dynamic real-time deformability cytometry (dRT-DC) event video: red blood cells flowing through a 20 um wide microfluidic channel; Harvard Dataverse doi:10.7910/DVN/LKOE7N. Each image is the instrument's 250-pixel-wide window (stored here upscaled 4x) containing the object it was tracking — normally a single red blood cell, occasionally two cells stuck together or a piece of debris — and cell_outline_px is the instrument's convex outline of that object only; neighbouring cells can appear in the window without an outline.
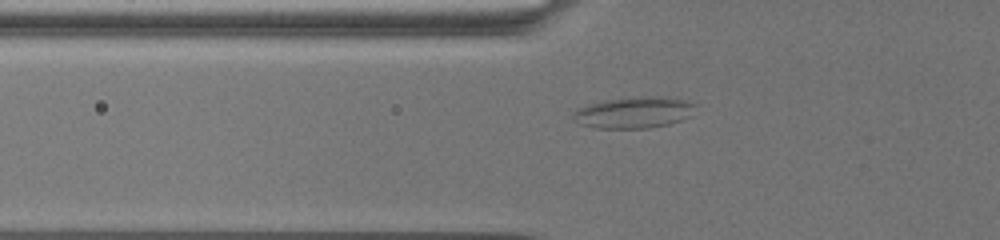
{"species": "common noctule bat (a hibernating species)", "species_latin": "Nyctalus noctula", "temperature_condition": "warm", "stored_images_in_passage": 48, "camera_frame_rate_fps": 3000, "um_per_image_px": 0.085, "animal": {"sex": "female", "body_mass_g": 19.5, "forearm_length_mm": 54.1}, "frame": {"image": 1, "passage_image": 2, "time_ms": 0.333, "image_size_px": [1000, 240], "cell_outline_px": [[696, 104], [692, 116], [668, 124], [648, 128], [592, 128], [580, 124], [572, 120], [572, 112], [576, 108], [600, 100], [640, 96], [656, 96], [684, 100]], "centroid_in_image_um": [53.82, 9.56], "position_along_channel_um": 72.0, "area_um2": 22.66}}
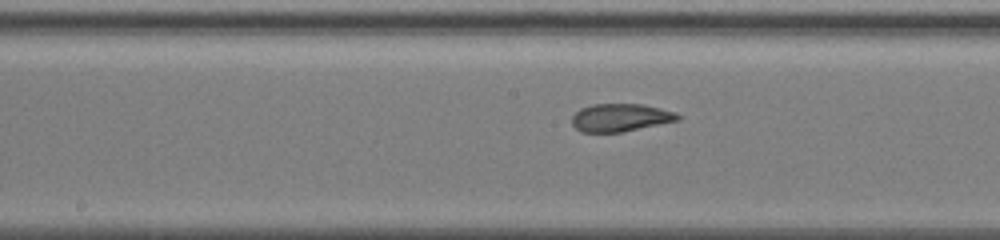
{"frame": {"image": 2, "passage_image": 23, "time_ms": 4.667, "image_size_px": [1000, 240], "cell_outline_px": [[680, 120], [624, 132], [580, 132], [572, 124], [572, 116], [580, 108], [592, 104], [644, 104], [676, 112], [680, 116]], "centroid_in_image_um": [52.75, 9.99], "position_along_channel_um": 195.5, "area_um2": 17.34}}
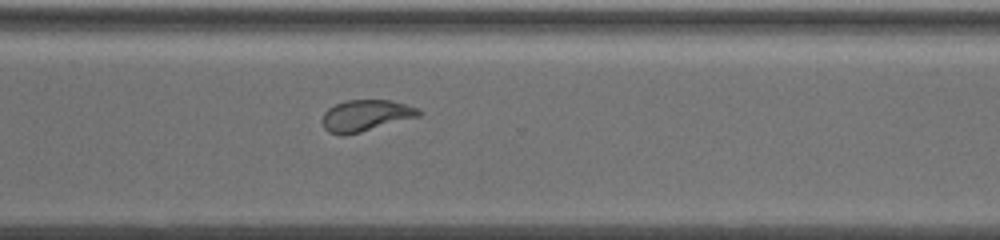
{"frame": {"image": 3, "passage_image": 47, "time_ms": 9.667, "image_size_px": [1000, 240], "cell_outline_px": [[424, 112], [420, 116], [360, 132], [344, 136], [340, 136], [328, 132], [324, 128], [320, 120], [324, 112], [328, 108], [336, 104], [348, 100], [392, 100], [420, 108]], "centroid_in_image_um": [31.08, 9.83], "position_along_channel_um": 339.5, "area_um2": 17.92}}